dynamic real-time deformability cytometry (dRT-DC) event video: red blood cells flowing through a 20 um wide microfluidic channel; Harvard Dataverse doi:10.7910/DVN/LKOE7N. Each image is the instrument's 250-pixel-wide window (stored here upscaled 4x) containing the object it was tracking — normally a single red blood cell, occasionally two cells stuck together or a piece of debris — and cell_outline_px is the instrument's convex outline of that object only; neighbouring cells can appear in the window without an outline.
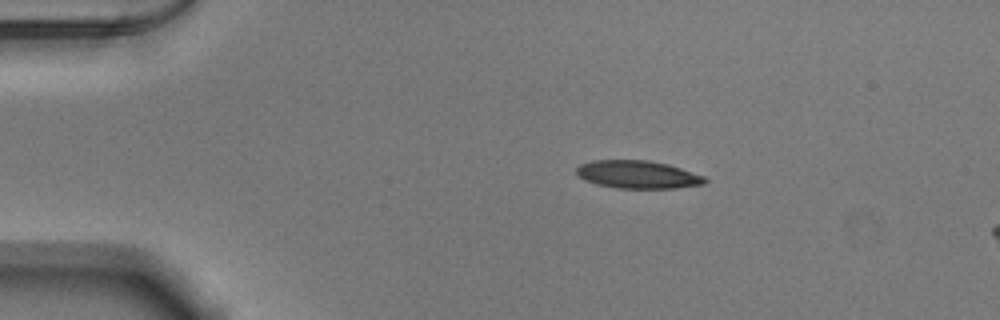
{"species": "Egyptian fruit bat (a non-hibernating species)", "species_latin": "Rousettus aegyptiacus", "temperature_condition": "warm", "stored_images_in_passage": 7, "camera_frame_rate_fps": 3000, "um_per_image_px": 0.085, "animal": {"sex": "male"}, "frame": {"image": 1, "passage_image": 1, "time_ms": 0.0, "image_size_px": [1000, 320], "cell_outline_px": [[708, 180], [704, 184], [676, 188], [616, 188], [596, 184], [584, 180], [576, 176], [576, 168], [580, 164], [592, 160], [648, 160], [668, 164], [704, 176]], "centroid_in_image_um": [54.17, 14.83], "position_along_channel_um": 30.8, "area_um2": 20.98}}